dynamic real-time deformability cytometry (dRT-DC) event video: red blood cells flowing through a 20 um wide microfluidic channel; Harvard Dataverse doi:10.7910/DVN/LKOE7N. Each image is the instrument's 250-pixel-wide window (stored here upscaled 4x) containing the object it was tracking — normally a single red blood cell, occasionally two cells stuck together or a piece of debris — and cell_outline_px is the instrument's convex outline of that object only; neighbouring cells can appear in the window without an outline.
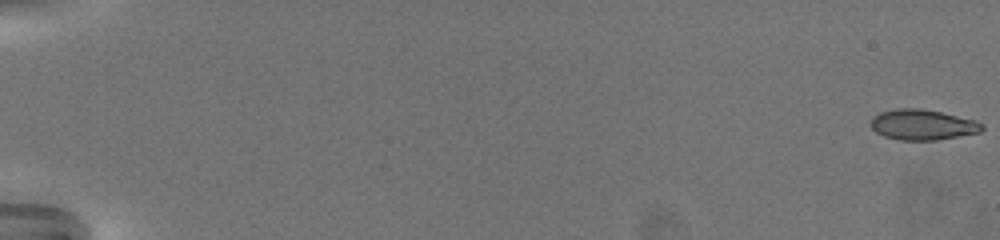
{"species": "common noctule bat (a hibernating species)", "species_latin": "Nyctalus noctula", "temperature_condition": "warm", "stored_images_in_passage": 68, "camera_frame_rate_fps": 3000, "um_per_image_px": 0.085, "animal": {"sex": "female", "body_mass_g": 19.5, "forearm_length_mm": 54.1}, "frame": {"image": 1, "passage_image": 1, "time_ms": 0.0, "image_size_px": [1000, 240], "cell_outline_px": [[984, 128], [980, 132], [936, 140], [900, 140], [884, 136], [876, 132], [872, 128], [872, 116], [880, 112], [896, 108], [920, 108], [940, 112], [976, 120], [984, 124]], "centroid_in_image_um": [78.42, 10.59], "position_along_channel_um": 6.6, "area_um2": 19.71}}
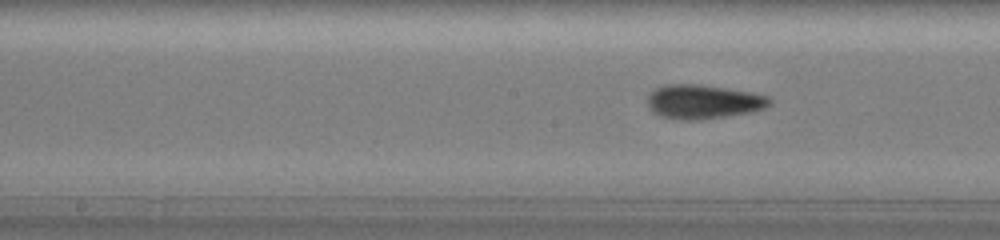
{"frame": {"image": 2, "passage_image": 38, "time_ms": 12.333, "image_size_px": [1000, 240], "cell_outline_px": [[772, 104], [756, 112], [700, 120], [680, 120], [660, 116], [652, 112], [648, 108], [648, 96], [656, 88], [668, 84], [700, 84], [748, 92], [768, 96], [772, 100]], "centroid_in_image_um": [59.79, 8.67], "position_along_channel_um": 188.4, "area_um2": 24.45}}
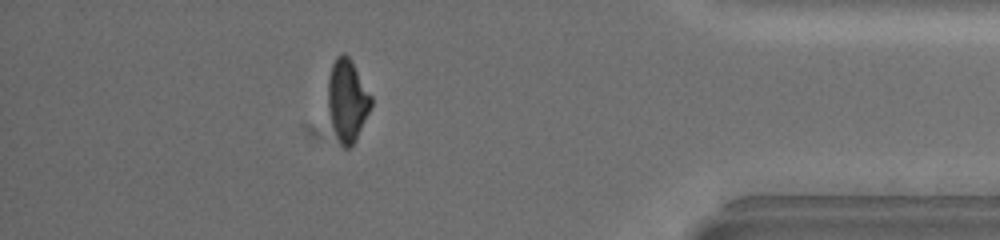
{"frame": {"image": 3, "passage_image": 61, "time_ms": 20.0, "image_size_px": [1000, 240], "cell_outline_px": [[372, 104], [356, 140], [348, 148], [344, 148], [340, 144], [332, 124], [328, 112], [328, 80], [332, 64], [336, 56], [348, 56], [352, 60], [372, 96]], "centroid_in_image_um": [29.53, 8.53], "position_along_channel_um": 405.7, "area_um2": 20.46}, "authors_computed_cell_mechanics": {"area_um2": 21.1259, "velocity_mm_per_s": 3.2474, "shape_relaxation_time_tau1_ms": 6.2037, "shape_relaxation_time_tau2_ms": 2.0249, "deformation_change_tau1": 0.1748, "deformation_change_tau2": 0.0527}}